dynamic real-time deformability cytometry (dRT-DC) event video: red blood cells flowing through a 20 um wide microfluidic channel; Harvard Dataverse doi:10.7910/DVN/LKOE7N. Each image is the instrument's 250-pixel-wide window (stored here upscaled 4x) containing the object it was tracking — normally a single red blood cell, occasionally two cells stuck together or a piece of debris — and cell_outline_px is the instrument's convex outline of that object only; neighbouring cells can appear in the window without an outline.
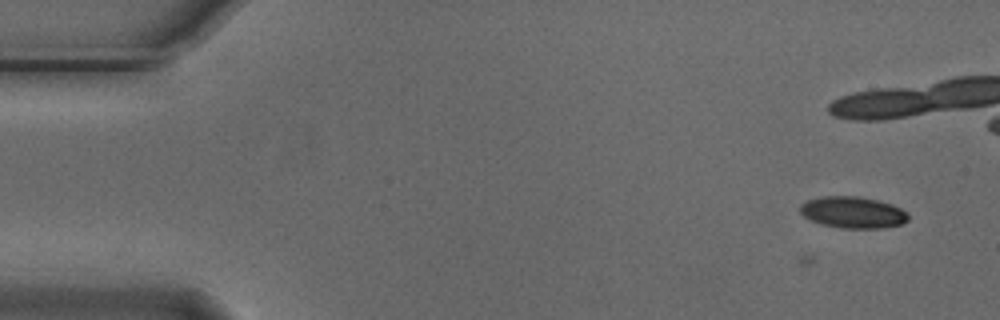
{"species": "Egyptian fruit bat (a non-hibernating species)", "species_latin": "Rousettus aegyptiacus", "temperature_condition": "cold", "stored_images_in_passage": 8, "camera_frame_rate_fps": 3000, "um_per_image_px": 0.085, "animal": {"sex": "male"}, "frame": {"image": 1, "passage_image": 8, "time_ms": 2.333, "image_size_px": [1000, 320], "cell_outline_px": [[908, 220], [900, 224], [884, 228], [840, 228], [820, 224], [804, 216], [800, 212], [800, 204], [808, 200], [824, 196], [860, 196], [892, 204], [908, 212]], "centroid_in_image_um": [72.5, 18.05], "position_along_channel_um": 12.5, "area_um2": 19.88}}